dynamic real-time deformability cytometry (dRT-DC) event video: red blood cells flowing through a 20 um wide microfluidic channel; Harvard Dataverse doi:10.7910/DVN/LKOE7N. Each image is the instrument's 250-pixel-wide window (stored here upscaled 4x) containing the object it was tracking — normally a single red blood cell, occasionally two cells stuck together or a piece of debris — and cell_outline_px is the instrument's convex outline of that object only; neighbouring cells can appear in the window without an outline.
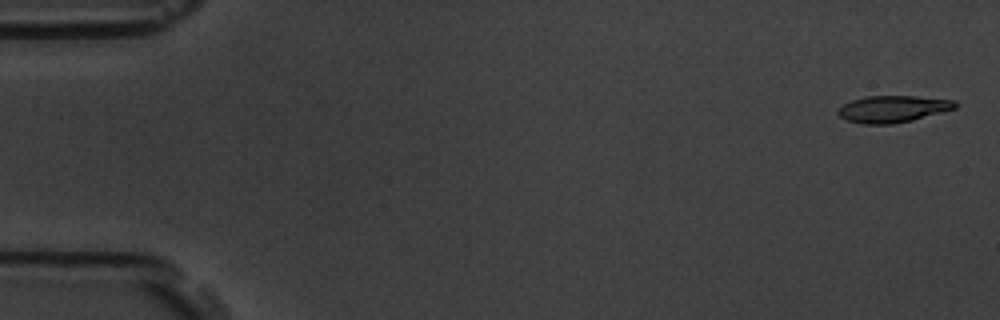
{"species": "common noctule bat (a hibernating species)", "species_latin": "Nyctalus noctula", "temperature_condition": "room temperature", "stored_images_in_passage": 6, "camera_frame_rate_fps": 3000, "um_per_image_px": 0.085, "animal": {"sex": "male", "body_mass_g": 19.5, "forearm_length_mm": 54.6}, "frame": {"image": 1, "passage_image": 1, "time_ms": 0.0, "image_size_px": [1000, 320], "cell_outline_px": [[956, 108], [912, 120], [892, 124], [864, 124], [848, 120], [840, 116], [836, 112], [844, 104], [852, 100], [864, 96], [916, 96], [956, 100]], "centroid_in_image_um": [75.89, 9.25], "position_along_channel_um": 9.1, "area_um2": 18.15}}
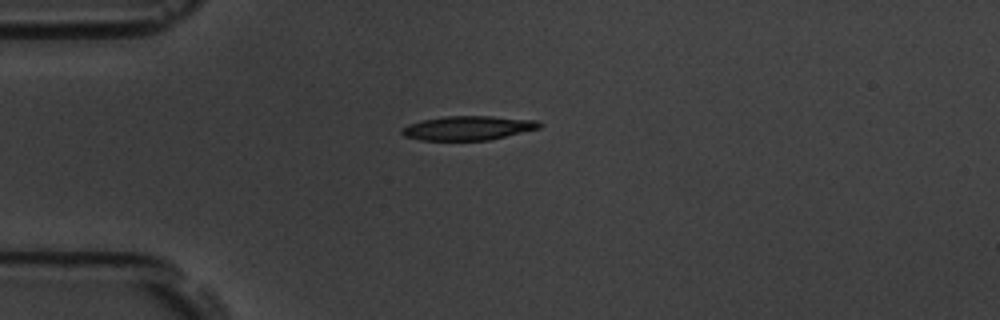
{"frame": {"image": 2, "passage_image": 4, "time_ms": 1.0, "image_size_px": [1000, 320], "cell_outline_px": [[544, 124], [540, 128], [488, 140], [420, 140], [404, 136], [400, 132], [400, 128], [408, 124], [424, 120], [444, 116], [492, 116], [536, 120]], "centroid_in_image_um": [39.77, 10.88], "position_along_channel_um": 45.2, "area_um2": 19.36}}
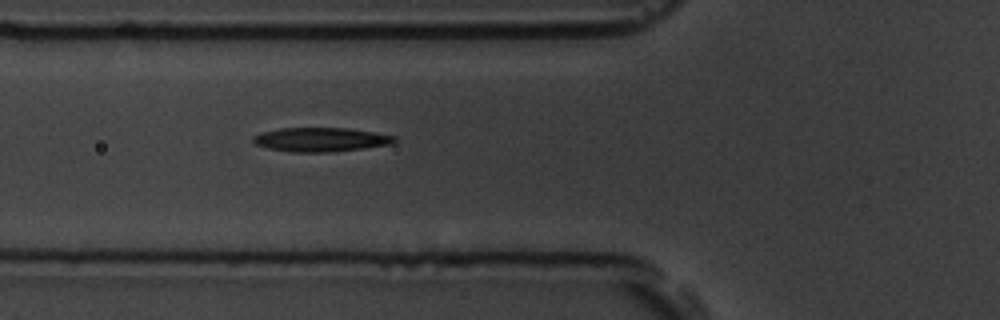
{"frame": {"image": 3, "passage_image": 6, "time_ms": 1.667, "image_size_px": [1000, 320], "cell_outline_px": [[396, 140], [392, 144], [364, 148], [328, 152], [292, 152], [268, 148], [256, 144], [252, 140], [252, 136], [264, 132], [280, 128], [348, 128], [376, 132], [396, 136]], "centroid_in_image_um": [27.29, 11.86], "position_along_channel_um": 98.5, "area_um2": 19.77}}